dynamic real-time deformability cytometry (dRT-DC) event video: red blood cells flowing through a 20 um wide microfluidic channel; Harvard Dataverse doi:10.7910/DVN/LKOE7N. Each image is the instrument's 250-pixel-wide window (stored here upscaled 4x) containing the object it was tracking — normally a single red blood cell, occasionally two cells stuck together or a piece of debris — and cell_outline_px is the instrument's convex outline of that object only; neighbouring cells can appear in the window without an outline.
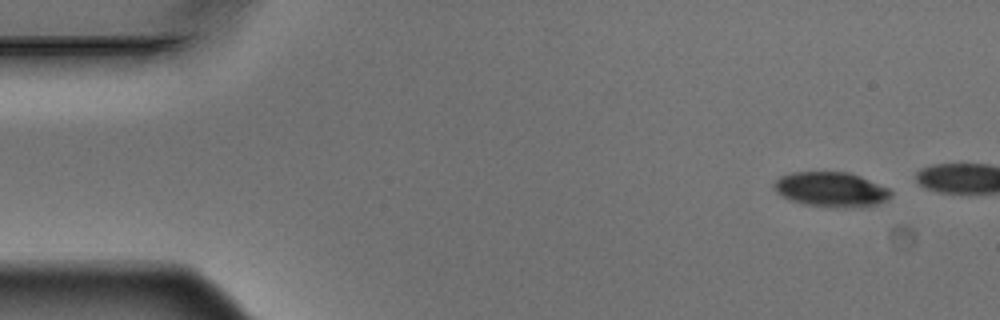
{"species": "Egyptian fruit bat (a non-hibernating species)", "species_latin": "Rousettus aegyptiacus", "temperature_condition": "warm", "stored_images_in_passage": 3, "camera_frame_rate_fps": 3000, "um_per_image_px": 0.085, "animal": {"sex": "male"}, "frame": {"image": 1, "passage_image": 1, "time_ms": 0.0, "image_size_px": [1000, 320], "cell_outline_px": [[892, 192], [884, 200], [868, 208], [828, 208], [804, 204], [780, 196], [776, 192], [772, 184], [780, 176], [792, 172], [848, 172], [860, 176], [888, 188]], "centroid_in_image_um": [70.61, 16.12], "position_along_channel_um": 14.4, "area_um2": 23.99}}